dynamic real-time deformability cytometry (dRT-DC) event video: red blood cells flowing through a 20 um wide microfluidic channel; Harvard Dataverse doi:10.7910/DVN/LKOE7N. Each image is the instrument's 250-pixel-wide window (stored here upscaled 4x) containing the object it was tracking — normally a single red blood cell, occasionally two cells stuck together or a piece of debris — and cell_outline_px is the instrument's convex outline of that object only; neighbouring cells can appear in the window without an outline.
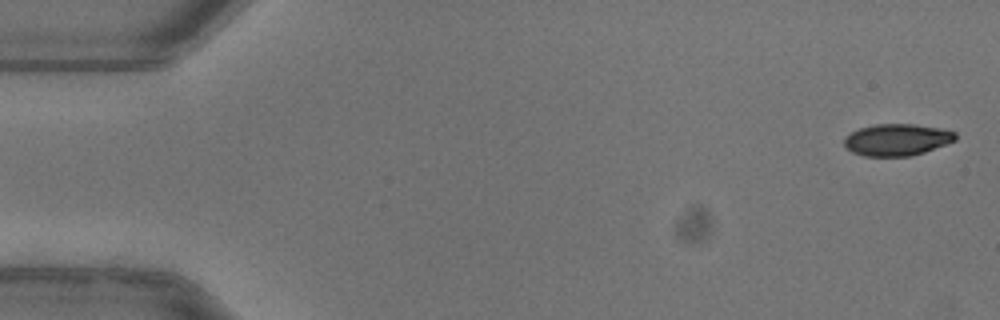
{"species": "common noctule bat (a hibernating species)", "species_latin": "Nyctalus noctula", "temperature_condition": "warm", "stored_images_in_passage": 4, "camera_frame_rate_fps": 3000, "um_per_image_px": 0.085, "animal": {"sex": "female"}, "frame": {"image": 1, "passage_image": 1, "time_ms": 0.0, "image_size_px": [1000, 320], "cell_outline_px": [[956, 140], [924, 152], [912, 156], [864, 156], [852, 152], [844, 144], [844, 140], [852, 132], [860, 128], [876, 124], [912, 124], [940, 128], [956, 132]], "centroid_in_image_um": [76.26, 11.88], "position_along_channel_um": 8.7, "area_um2": 20.4}}